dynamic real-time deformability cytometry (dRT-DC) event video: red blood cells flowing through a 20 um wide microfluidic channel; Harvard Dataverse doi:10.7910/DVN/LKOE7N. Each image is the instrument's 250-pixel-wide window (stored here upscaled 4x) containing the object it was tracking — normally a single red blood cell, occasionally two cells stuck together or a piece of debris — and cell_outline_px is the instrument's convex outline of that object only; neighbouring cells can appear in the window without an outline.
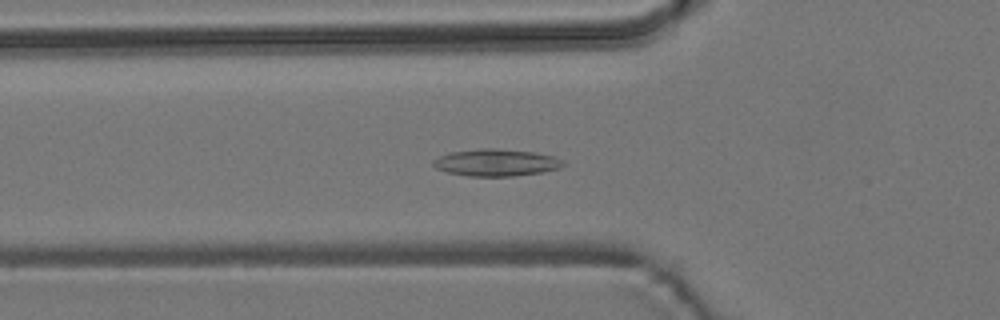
{"species": "common noctule bat (a hibernating species)", "species_latin": "Nyctalus noctula", "temperature_condition": "room temperature", "stored_images_in_passage": 40, "camera_frame_rate_fps": 3000, "um_per_image_px": 0.085, "animal": {"sex": "male", "body_mass_g": 19.2, "forearm_length_mm": 51.8}, "frame": {"image": 1, "passage_image": 13, "time_ms": 4.0, "image_size_px": [1000, 320], "cell_outline_px": [[568, 164], [560, 168], [544, 172], [512, 176], [468, 176], [448, 172], [436, 168], [432, 164], [432, 160], [448, 152], [484, 148], [496, 148], [532, 152], [552, 156]], "centroid_in_image_um": [42.16, 13.82], "position_along_channel_um": 83.6, "area_um2": 20.46}}
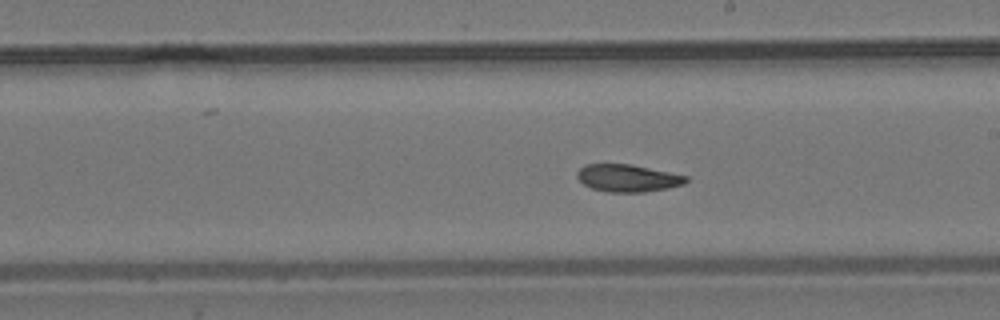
{"frame": {"image": 2, "passage_image": 25, "time_ms": 8.0, "image_size_px": [1000, 320], "cell_outline_px": [[688, 180], [684, 184], [668, 188], [644, 192], [608, 192], [592, 188], [584, 184], [576, 176], [576, 172], [584, 164], [632, 164], [688, 176]], "centroid_in_image_um": [53.35, 15.13], "position_along_channel_um": 235.6, "area_um2": 17.4}}
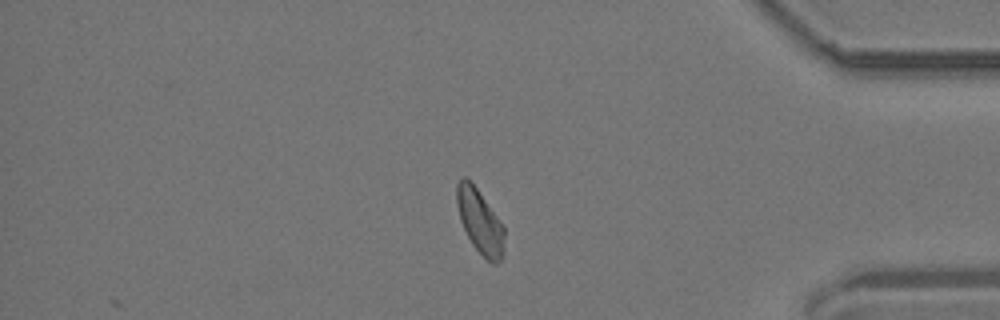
{"frame": {"image": 3, "passage_image": 40, "time_ms": 13.0, "image_size_px": [1000, 320], "cell_outline_px": [[504, 236], [500, 260], [496, 264], [492, 264], [472, 244], [460, 220], [456, 204], [456, 184], [460, 176], [464, 176], [476, 188], [496, 216], [504, 228]], "centroid_in_image_um": [40.74, 18.79], "position_along_channel_um": 394.5, "area_um2": 17.22}, "authors_computed_cell_mechanics": {"area_um2": 17.8891, "velocity_mm_per_s": 3.7837, "shape_relaxation_time_tau1_ms": 10.3686, "shape_relaxation_time_tau2_ms": 3.8939, "deformation_change_tau1": 0.1951, "deformation_change_tau2": 0.1012}}